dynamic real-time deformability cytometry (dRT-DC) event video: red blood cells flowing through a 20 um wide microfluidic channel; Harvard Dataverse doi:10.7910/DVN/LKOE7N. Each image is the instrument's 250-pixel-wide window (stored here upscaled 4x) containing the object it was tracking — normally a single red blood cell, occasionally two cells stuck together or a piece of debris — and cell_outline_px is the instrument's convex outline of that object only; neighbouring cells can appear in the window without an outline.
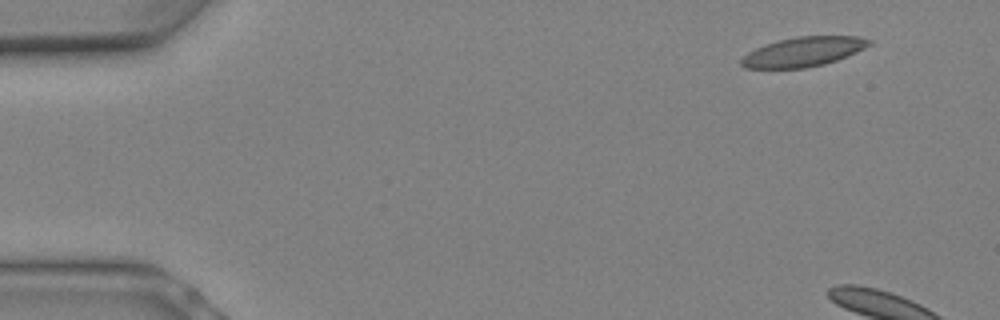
{"species": "Egyptian fruit bat (a non-hibernating species)", "species_latin": "Rousettus aegyptiacus", "temperature_condition": "warm", "stored_images_in_passage": 3, "camera_frame_rate_fps": 3000, "um_per_image_px": 0.085, "animal": {"sex": "female"}, "frame": {"image": 1, "passage_image": 1, "time_ms": 0.0, "image_size_px": [1000, 320], "cell_outline_px": [[872, 44], [856, 52], [836, 60], [824, 64], [804, 68], [744, 68], [740, 64], [740, 60], [748, 52], [764, 44], [796, 36], [856, 36], [872, 40]], "centroid_in_image_um": [68.27, 4.4], "position_along_channel_um": 16.7, "area_um2": 21.91}}